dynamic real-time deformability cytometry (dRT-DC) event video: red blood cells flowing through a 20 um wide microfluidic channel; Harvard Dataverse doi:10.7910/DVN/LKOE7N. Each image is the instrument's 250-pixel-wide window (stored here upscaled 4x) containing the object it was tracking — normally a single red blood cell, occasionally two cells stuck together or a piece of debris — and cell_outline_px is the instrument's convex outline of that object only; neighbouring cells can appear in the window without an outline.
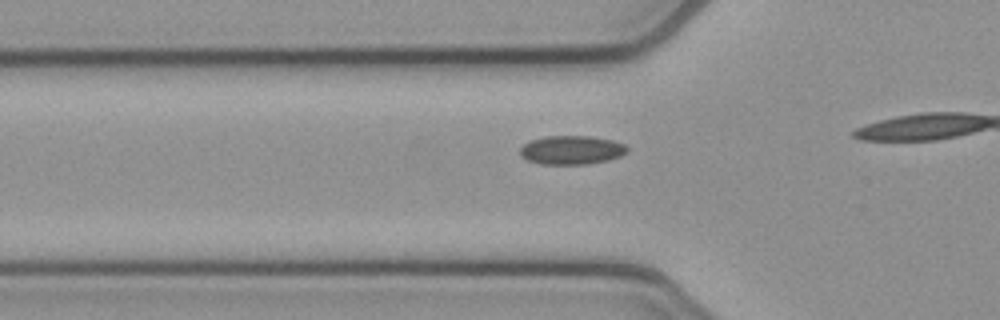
{"species": "common noctule bat (a hibernating species)", "species_latin": "Nyctalus noctula", "temperature_condition": "cold", "stored_images_in_passage": 8, "camera_frame_rate_fps": 3000, "um_per_image_px": 0.085, "animal": {"sex": "female", "body_mass_g": 21.9}, "frame": {"image": 1, "passage_image": 3, "time_ms": 0.667, "image_size_px": [1000, 320], "cell_outline_px": [[628, 152], [620, 156], [608, 160], [584, 164], [540, 164], [528, 160], [520, 156], [520, 148], [524, 144], [532, 140], [544, 136], [588, 136], [612, 140], [624, 144], [628, 148]], "centroid_in_image_um": [48.57, 12.75], "position_along_channel_um": 77.2, "area_um2": 17.92}}
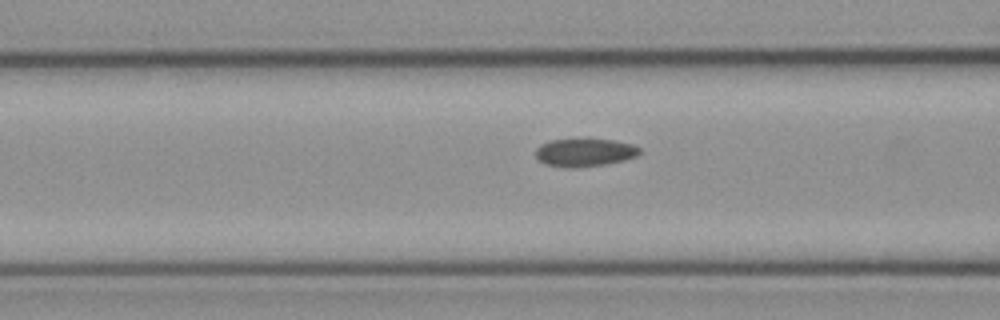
{"frame": {"image": 2, "passage_image": 6, "time_ms": 1.667, "image_size_px": [1000, 320], "cell_outline_px": [[640, 152], [636, 156], [624, 160], [608, 164], [580, 168], [564, 168], [544, 164], [536, 156], [536, 148], [540, 144], [552, 140], [588, 136], [612, 140], [632, 144], [640, 148]], "centroid_in_image_um": [49.68, 12.93], "position_along_channel_um": 116.9, "area_um2": 17.8}}